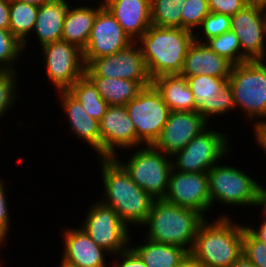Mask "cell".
<instances>
[{"instance_id": "1", "label": "cell", "mask_w": 266, "mask_h": 267, "mask_svg": "<svg viewBox=\"0 0 266 267\" xmlns=\"http://www.w3.org/2000/svg\"><path fill=\"white\" fill-rule=\"evenodd\" d=\"M97 160L104 188V197H100L99 201L113 208L128 228L131 225L143 227L155 199L138 187L115 158Z\"/></svg>"}, {"instance_id": "2", "label": "cell", "mask_w": 266, "mask_h": 267, "mask_svg": "<svg viewBox=\"0 0 266 267\" xmlns=\"http://www.w3.org/2000/svg\"><path fill=\"white\" fill-rule=\"evenodd\" d=\"M222 213L206 218L197 231L191 254L205 267H230L242 255L244 225ZM208 219V220H207Z\"/></svg>"}, {"instance_id": "3", "label": "cell", "mask_w": 266, "mask_h": 267, "mask_svg": "<svg viewBox=\"0 0 266 267\" xmlns=\"http://www.w3.org/2000/svg\"><path fill=\"white\" fill-rule=\"evenodd\" d=\"M194 40V32L187 29L151 25L136 43L153 80L161 75L180 74L185 55Z\"/></svg>"}, {"instance_id": "4", "label": "cell", "mask_w": 266, "mask_h": 267, "mask_svg": "<svg viewBox=\"0 0 266 267\" xmlns=\"http://www.w3.org/2000/svg\"><path fill=\"white\" fill-rule=\"evenodd\" d=\"M206 218L196 210L155 199L144 223L143 237L158 243L177 245L191 252L199 226Z\"/></svg>"}, {"instance_id": "5", "label": "cell", "mask_w": 266, "mask_h": 267, "mask_svg": "<svg viewBox=\"0 0 266 267\" xmlns=\"http://www.w3.org/2000/svg\"><path fill=\"white\" fill-rule=\"evenodd\" d=\"M228 82L235 109H241L247 120H255L252 124L255 135L266 126V60H248L233 65Z\"/></svg>"}, {"instance_id": "6", "label": "cell", "mask_w": 266, "mask_h": 267, "mask_svg": "<svg viewBox=\"0 0 266 267\" xmlns=\"http://www.w3.org/2000/svg\"><path fill=\"white\" fill-rule=\"evenodd\" d=\"M133 150L126 162L122 161L123 159L120 160L119 154L115 159L129 173L138 187L144 189L153 199H164L172 170L171 156L153 145H142Z\"/></svg>"}, {"instance_id": "7", "label": "cell", "mask_w": 266, "mask_h": 267, "mask_svg": "<svg viewBox=\"0 0 266 267\" xmlns=\"http://www.w3.org/2000/svg\"><path fill=\"white\" fill-rule=\"evenodd\" d=\"M216 163L208 172L211 209L216 203L231 207H258L259 183L238 166ZM220 164V165H219ZM224 164V165H223Z\"/></svg>"}, {"instance_id": "8", "label": "cell", "mask_w": 266, "mask_h": 267, "mask_svg": "<svg viewBox=\"0 0 266 267\" xmlns=\"http://www.w3.org/2000/svg\"><path fill=\"white\" fill-rule=\"evenodd\" d=\"M228 136L227 133L207 127L184 149L171 156L172 168L180 172H208L232 152Z\"/></svg>"}, {"instance_id": "9", "label": "cell", "mask_w": 266, "mask_h": 267, "mask_svg": "<svg viewBox=\"0 0 266 267\" xmlns=\"http://www.w3.org/2000/svg\"><path fill=\"white\" fill-rule=\"evenodd\" d=\"M125 107L136 129V147L153 145L170 113L160 93L153 85L144 87Z\"/></svg>"}, {"instance_id": "10", "label": "cell", "mask_w": 266, "mask_h": 267, "mask_svg": "<svg viewBox=\"0 0 266 267\" xmlns=\"http://www.w3.org/2000/svg\"><path fill=\"white\" fill-rule=\"evenodd\" d=\"M87 209L80 227L98 246L110 254V258L130 246L131 230L121 221L113 208L98 201L91 203Z\"/></svg>"}, {"instance_id": "11", "label": "cell", "mask_w": 266, "mask_h": 267, "mask_svg": "<svg viewBox=\"0 0 266 267\" xmlns=\"http://www.w3.org/2000/svg\"><path fill=\"white\" fill-rule=\"evenodd\" d=\"M46 76L56 91L68 90L85 75L83 50L66 41H56L41 46Z\"/></svg>"}, {"instance_id": "12", "label": "cell", "mask_w": 266, "mask_h": 267, "mask_svg": "<svg viewBox=\"0 0 266 267\" xmlns=\"http://www.w3.org/2000/svg\"><path fill=\"white\" fill-rule=\"evenodd\" d=\"M85 76L152 82L141 49L136 42L115 54L93 59L85 67Z\"/></svg>"}, {"instance_id": "13", "label": "cell", "mask_w": 266, "mask_h": 267, "mask_svg": "<svg viewBox=\"0 0 266 267\" xmlns=\"http://www.w3.org/2000/svg\"><path fill=\"white\" fill-rule=\"evenodd\" d=\"M186 80L194 96L195 111L208 123L213 116L223 117L224 114L235 110L233 91L228 78L197 75L187 77Z\"/></svg>"}, {"instance_id": "14", "label": "cell", "mask_w": 266, "mask_h": 267, "mask_svg": "<svg viewBox=\"0 0 266 267\" xmlns=\"http://www.w3.org/2000/svg\"><path fill=\"white\" fill-rule=\"evenodd\" d=\"M132 43L134 41L112 13L103 6L95 16L90 37L83 50L84 64L87 66L93 59L115 54Z\"/></svg>"}, {"instance_id": "15", "label": "cell", "mask_w": 266, "mask_h": 267, "mask_svg": "<svg viewBox=\"0 0 266 267\" xmlns=\"http://www.w3.org/2000/svg\"><path fill=\"white\" fill-rule=\"evenodd\" d=\"M230 30L248 60H266V9L252 3L231 16Z\"/></svg>"}, {"instance_id": "16", "label": "cell", "mask_w": 266, "mask_h": 267, "mask_svg": "<svg viewBox=\"0 0 266 267\" xmlns=\"http://www.w3.org/2000/svg\"><path fill=\"white\" fill-rule=\"evenodd\" d=\"M164 199L180 207L196 210L207 218V212L211 210L207 172H180L172 168Z\"/></svg>"}, {"instance_id": "17", "label": "cell", "mask_w": 266, "mask_h": 267, "mask_svg": "<svg viewBox=\"0 0 266 267\" xmlns=\"http://www.w3.org/2000/svg\"><path fill=\"white\" fill-rule=\"evenodd\" d=\"M99 124L101 158H115L120 148H136V129L125 106L109 105Z\"/></svg>"}, {"instance_id": "18", "label": "cell", "mask_w": 266, "mask_h": 267, "mask_svg": "<svg viewBox=\"0 0 266 267\" xmlns=\"http://www.w3.org/2000/svg\"><path fill=\"white\" fill-rule=\"evenodd\" d=\"M209 123L198 111H170L164 128L153 146L173 156L196 136H198Z\"/></svg>"}, {"instance_id": "19", "label": "cell", "mask_w": 266, "mask_h": 267, "mask_svg": "<svg viewBox=\"0 0 266 267\" xmlns=\"http://www.w3.org/2000/svg\"><path fill=\"white\" fill-rule=\"evenodd\" d=\"M64 244L62 245L63 261L75 267H108L106 256L110 254L98 246L82 227H63L60 231Z\"/></svg>"}, {"instance_id": "20", "label": "cell", "mask_w": 266, "mask_h": 267, "mask_svg": "<svg viewBox=\"0 0 266 267\" xmlns=\"http://www.w3.org/2000/svg\"><path fill=\"white\" fill-rule=\"evenodd\" d=\"M60 100L61 108L66 114L69 129L72 134L89 148L93 149L95 156L101 158V135L99 121L91 117L82 104L67 90L55 91Z\"/></svg>"}, {"instance_id": "21", "label": "cell", "mask_w": 266, "mask_h": 267, "mask_svg": "<svg viewBox=\"0 0 266 267\" xmlns=\"http://www.w3.org/2000/svg\"><path fill=\"white\" fill-rule=\"evenodd\" d=\"M103 3L134 42L152 25L151 0H103Z\"/></svg>"}, {"instance_id": "22", "label": "cell", "mask_w": 266, "mask_h": 267, "mask_svg": "<svg viewBox=\"0 0 266 267\" xmlns=\"http://www.w3.org/2000/svg\"><path fill=\"white\" fill-rule=\"evenodd\" d=\"M232 66L233 64L229 60L219 56L205 43L194 40L185 55L180 75L186 78L210 75L229 79Z\"/></svg>"}, {"instance_id": "23", "label": "cell", "mask_w": 266, "mask_h": 267, "mask_svg": "<svg viewBox=\"0 0 266 267\" xmlns=\"http://www.w3.org/2000/svg\"><path fill=\"white\" fill-rule=\"evenodd\" d=\"M95 4L90 6L84 3L74 8L75 4L69 5L64 18L62 29V41L75 44L81 50L87 45L91 34L93 22L97 12L104 6L103 0H95ZM73 6V7H72Z\"/></svg>"}, {"instance_id": "24", "label": "cell", "mask_w": 266, "mask_h": 267, "mask_svg": "<svg viewBox=\"0 0 266 267\" xmlns=\"http://www.w3.org/2000/svg\"><path fill=\"white\" fill-rule=\"evenodd\" d=\"M69 0H52L39 7L32 35L39 41L40 47L60 41L64 18L69 8Z\"/></svg>"}, {"instance_id": "25", "label": "cell", "mask_w": 266, "mask_h": 267, "mask_svg": "<svg viewBox=\"0 0 266 267\" xmlns=\"http://www.w3.org/2000/svg\"><path fill=\"white\" fill-rule=\"evenodd\" d=\"M170 111H195L194 96L186 77L180 74L161 75L152 80Z\"/></svg>"}, {"instance_id": "26", "label": "cell", "mask_w": 266, "mask_h": 267, "mask_svg": "<svg viewBox=\"0 0 266 267\" xmlns=\"http://www.w3.org/2000/svg\"><path fill=\"white\" fill-rule=\"evenodd\" d=\"M108 105L125 106L152 82H135L119 78L87 77Z\"/></svg>"}, {"instance_id": "27", "label": "cell", "mask_w": 266, "mask_h": 267, "mask_svg": "<svg viewBox=\"0 0 266 267\" xmlns=\"http://www.w3.org/2000/svg\"><path fill=\"white\" fill-rule=\"evenodd\" d=\"M139 245L130 247L140 256L147 267H175L188 253L180 246L151 241L144 237ZM135 245V246H134Z\"/></svg>"}, {"instance_id": "28", "label": "cell", "mask_w": 266, "mask_h": 267, "mask_svg": "<svg viewBox=\"0 0 266 267\" xmlns=\"http://www.w3.org/2000/svg\"><path fill=\"white\" fill-rule=\"evenodd\" d=\"M39 7L18 0H10V32L22 43L23 50L29 46V36L34 29ZM28 36V37H27Z\"/></svg>"}, {"instance_id": "29", "label": "cell", "mask_w": 266, "mask_h": 267, "mask_svg": "<svg viewBox=\"0 0 266 267\" xmlns=\"http://www.w3.org/2000/svg\"><path fill=\"white\" fill-rule=\"evenodd\" d=\"M67 91L82 104L91 117L98 121L103 118L109 105L85 75L78 79Z\"/></svg>"}, {"instance_id": "30", "label": "cell", "mask_w": 266, "mask_h": 267, "mask_svg": "<svg viewBox=\"0 0 266 267\" xmlns=\"http://www.w3.org/2000/svg\"><path fill=\"white\" fill-rule=\"evenodd\" d=\"M186 0H151V23L156 27L181 28V10Z\"/></svg>"}, {"instance_id": "31", "label": "cell", "mask_w": 266, "mask_h": 267, "mask_svg": "<svg viewBox=\"0 0 266 267\" xmlns=\"http://www.w3.org/2000/svg\"><path fill=\"white\" fill-rule=\"evenodd\" d=\"M205 44L219 56L225 57L233 65L248 61L242 54L239 39L232 30L210 38Z\"/></svg>"}, {"instance_id": "32", "label": "cell", "mask_w": 266, "mask_h": 267, "mask_svg": "<svg viewBox=\"0 0 266 267\" xmlns=\"http://www.w3.org/2000/svg\"><path fill=\"white\" fill-rule=\"evenodd\" d=\"M24 51L22 43L10 30L0 29V71L18 72L15 64Z\"/></svg>"}, {"instance_id": "33", "label": "cell", "mask_w": 266, "mask_h": 267, "mask_svg": "<svg viewBox=\"0 0 266 267\" xmlns=\"http://www.w3.org/2000/svg\"><path fill=\"white\" fill-rule=\"evenodd\" d=\"M230 22L231 16L222 13L210 12L203 19L201 26L198 28L199 30L194 33L195 40L198 42L205 43L210 38L219 36L229 31ZM199 35L202 37L200 38Z\"/></svg>"}, {"instance_id": "34", "label": "cell", "mask_w": 266, "mask_h": 267, "mask_svg": "<svg viewBox=\"0 0 266 267\" xmlns=\"http://www.w3.org/2000/svg\"><path fill=\"white\" fill-rule=\"evenodd\" d=\"M209 13L208 0H186L181 10V28L195 33Z\"/></svg>"}, {"instance_id": "35", "label": "cell", "mask_w": 266, "mask_h": 267, "mask_svg": "<svg viewBox=\"0 0 266 267\" xmlns=\"http://www.w3.org/2000/svg\"><path fill=\"white\" fill-rule=\"evenodd\" d=\"M19 72L0 71V118L12 109L18 99Z\"/></svg>"}, {"instance_id": "36", "label": "cell", "mask_w": 266, "mask_h": 267, "mask_svg": "<svg viewBox=\"0 0 266 267\" xmlns=\"http://www.w3.org/2000/svg\"><path fill=\"white\" fill-rule=\"evenodd\" d=\"M242 254L256 267H266V245L257 240L246 228L244 223Z\"/></svg>"}, {"instance_id": "37", "label": "cell", "mask_w": 266, "mask_h": 267, "mask_svg": "<svg viewBox=\"0 0 266 267\" xmlns=\"http://www.w3.org/2000/svg\"><path fill=\"white\" fill-rule=\"evenodd\" d=\"M7 193L5 182L0 178V245L2 246L7 242V237L9 235V229L11 228V217L10 209L8 208L9 201L7 200Z\"/></svg>"}, {"instance_id": "38", "label": "cell", "mask_w": 266, "mask_h": 267, "mask_svg": "<svg viewBox=\"0 0 266 267\" xmlns=\"http://www.w3.org/2000/svg\"><path fill=\"white\" fill-rule=\"evenodd\" d=\"M208 4L210 12L233 16L248 5L249 0H208Z\"/></svg>"}, {"instance_id": "39", "label": "cell", "mask_w": 266, "mask_h": 267, "mask_svg": "<svg viewBox=\"0 0 266 267\" xmlns=\"http://www.w3.org/2000/svg\"><path fill=\"white\" fill-rule=\"evenodd\" d=\"M113 256V260L117 257V261L110 262L112 266L110 265L109 267H147L140 256L130 246Z\"/></svg>"}, {"instance_id": "40", "label": "cell", "mask_w": 266, "mask_h": 267, "mask_svg": "<svg viewBox=\"0 0 266 267\" xmlns=\"http://www.w3.org/2000/svg\"><path fill=\"white\" fill-rule=\"evenodd\" d=\"M262 216V222L259 224V226H253L251 225H246L245 228L259 241L264 243L266 245V211L261 212ZM258 227V228H256Z\"/></svg>"}, {"instance_id": "41", "label": "cell", "mask_w": 266, "mask_h": 267, "mask_svg": "<svg viewBox=\"0 0 266 267\" xmlns=\"http://www.w3.org/2000/svg\"><path fill=\"white\" fill-rule=\"evenodd\" d=\"M10 0H0V29L10 30Z\"/></svg>"}, {"instance_id": "42", "label": "cell", "mask_w": 266, "mask_h": 267, "mask_svg": "<svg viewBox=\"0 0 266 267\" xmlns=\"http://www.w3.org/2000/svg\"><path fill=\"white\" fill-rule=\"evenodd\" d=\"M175 267H203V265L188 252Z\"/></svg>"}, {"instance_id": "43", "label": "cell", "mask_w": 266, "mask_h": 267, "mask_svg": "<svg viewBox=\"0 0 266 267\" xmlns=\"http://www.w3.org/2000/svg\"><path fill=\"white\" fill-rule=\"evenodd\" d=\"M255 144L258 148H262V150L266 153V126L260 129L255 135Z\"/></svg>"}, {"instance_id": "44", "label": "cell", "mask_w": 266, "mask_h": 267, "mask_svg": "<svg viewBox=\"0 0 266 267\" xmlns=\"http://www.w3.org/2000/svg\"><path fill=\"white\" fill-rule=\"evenodd\" d=\"M259 182V191H258V208L266 211V188Z\"/></svg>"}, {"instance_id": "45", "label": "cell", "mask_w": 266, "mask_h": 267, "mask_svg": "<svg viewBox=\"0 0 266 267\" xmlns=\"http://www.w3.org/2000/svg\"><path fill=\"white\" fill-rule=\"evenodd\" d=\"M230 267H256L243 254Z\"/></svg>"}, {"instance_id": "46", "label": "cell", "mask_w": 266, "mask_h": 267, "mask_svg": "<svg viewBox=\"0 0 266 267\" xmlns=\"http://www.w3.org/2000/svg\"><path fill=\"white\" fill-rule=\"evenodd\" d=\"M18 1H21V2H24V3H27V4H32V5H35V6H42L43 4L49 2V1H52V0H18Z\"/></svg>"}, {"instance_id": "47", "label": "cell", "mask_w": 266, "mask_h": 267, "mask_svg": "<svg viewBox=\"0 0 266 267\" xmlns=\"http://www.w3.org/2000/svg\"><path fill=\"white\" fill-rule=\"evenodd\" d=\"M249 3L266 9V0H249Z\"/></svg>"}, {"instance_id": "48", "label": "cell", "mask_w": 266, "mask_h": 267, "mask_svg": "<svg viewBox=\"0 0 266 267\" xmlns=\"http://www.w3.org/2000/svg\"><path fill=\"white\" fill-rule=\"evenodd\" d=\"M60 262L61 263L59 264L60 265L59 267H75V266H73L71 264H68L67 262L63 261L62 259H61Z\"/></svg>"}, {"instance_id": "49", "label": "cell", "mask_w": 266, "mask_h": 267, "mask_svg": "<svg viewBox=\"0 0 266 267\" xmlns=\"http://www.w3.org/2000/svg\"><path fill=\"white\" fill-rule=\"evenodd\" d=\"M80 1H81V0H80ZM84 1H85V2H84ZM86 1H88V2H89L90 0H83V1H81V2H84V3H86ZM91 1H92V0H91Z\"/></svg>"}]
</instances>
